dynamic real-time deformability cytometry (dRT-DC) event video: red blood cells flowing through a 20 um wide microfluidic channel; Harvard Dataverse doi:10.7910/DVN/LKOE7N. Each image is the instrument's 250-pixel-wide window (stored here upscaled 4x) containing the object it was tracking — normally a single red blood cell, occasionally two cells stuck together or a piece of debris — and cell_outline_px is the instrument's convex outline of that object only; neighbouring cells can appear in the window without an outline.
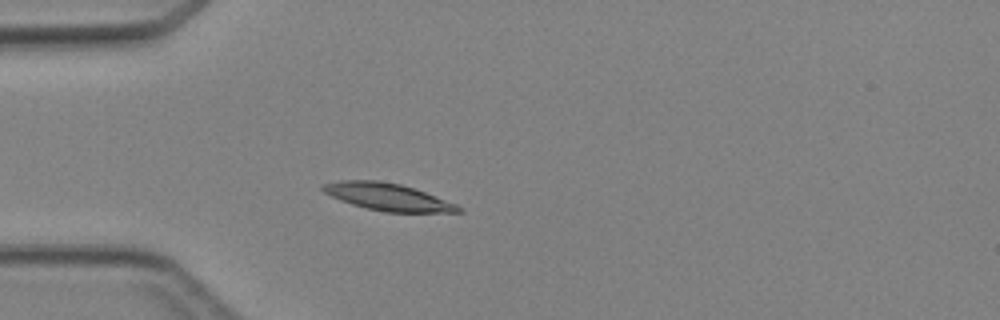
{"species": "Egyptian fruit bat (a non-hibernating species)", "species_latin": "Rousettus aegyptiacus", "temperature_condition": "cold", "stored_images_in_passage": 3, "camera_frame_rate_fps": 3000, "um_per_image_px": 0.085, "animal": {"sex": "female"}, "frame": {"image": 1, "passage_image": 3, "time_ms": 2.667, "image_size_px": [1000, 320], "cell_outline_px": [[464, 212], [384, 212], [352, 204], [340, 200], [324, 192], [320, 188], [324, 184], [340, 180], [376, 180], [400, 184], [424, 192], [456, 204], [464, 208]], "centroid_in_image_um": [32.96, 16.74], "position_along_channel_um": 52.0, "area_um2": 21.21}}